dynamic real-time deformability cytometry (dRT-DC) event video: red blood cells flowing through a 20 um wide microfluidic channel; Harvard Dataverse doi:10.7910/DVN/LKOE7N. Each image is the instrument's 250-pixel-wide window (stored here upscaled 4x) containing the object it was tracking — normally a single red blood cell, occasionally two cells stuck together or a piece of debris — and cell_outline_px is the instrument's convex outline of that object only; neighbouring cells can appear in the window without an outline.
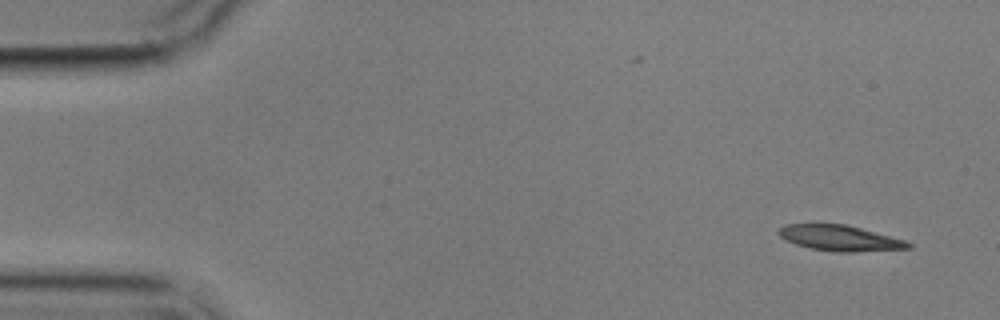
{"species": "common noctule bat (a hibernating species)", "species_latin": "Nyctalus noctula", "temperature_condition": "cold", "stored_images_in_passage": 2, "camera_frame_rate_fps": 3000, "um_per_image_px": 0.085, "animal": {"sex": "male", "body_mass_g": 17.9}, "frame": {"image": 1, "passage_image": 2, "time_ms": 1.0, "image_size_px": [1000, 320], "cell_outline_px": [[912, 248], [856, 252], [832, 252], [812, 248], [796, 244], [780, 236], [776, 232], [780, 228], [788, 224], [816, 220], [844, 224], [908, 240], [912, 244]], "centroid_in_image_um": [71.37, 20.19], "position_along_channel_um": 13.6, "area_um2": 20.11}}